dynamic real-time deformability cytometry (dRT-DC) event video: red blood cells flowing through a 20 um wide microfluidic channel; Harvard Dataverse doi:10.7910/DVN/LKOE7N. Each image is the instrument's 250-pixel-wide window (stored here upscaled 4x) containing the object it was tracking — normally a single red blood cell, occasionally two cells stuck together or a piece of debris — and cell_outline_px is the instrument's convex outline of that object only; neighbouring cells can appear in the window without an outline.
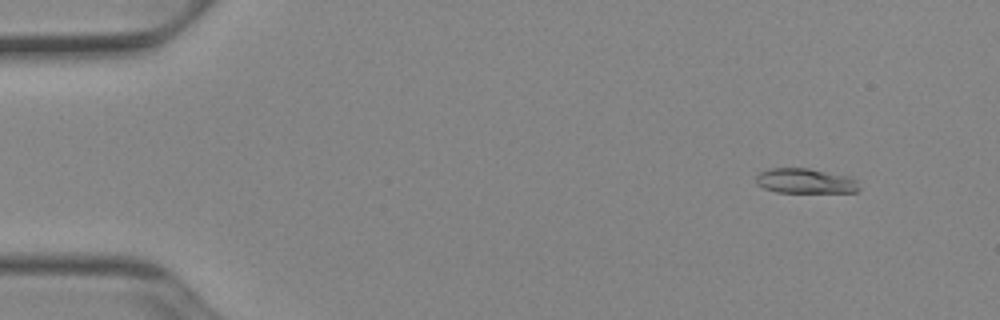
{"species": "Egyptian fruit bat (a non-hibernating species)", "species_latin": "Rousettus aegyptiacus", "temperature_condition": "cold", "stored_images_in_passage": 53, "camera_frame_rate_fps": 3000, "um_per_image_px": 0.085, "animal": {"sex": "female"}, "frame": {"image": 1, "passage_image": 6, "time_ms": 1.667, "image_size_px": [1000, 320], "cell_outline_px": [[860, 188], [856, 192], [776, 192], [764, 188], [756, 184], [756, 176], [760, 172], [768, 168], [808, 168], [848, 176], [856, 180]], "centroid_in_image_um": [68.43, 15.38], "position_along_channel_um": 16.6, "area_um2": 14.97}}
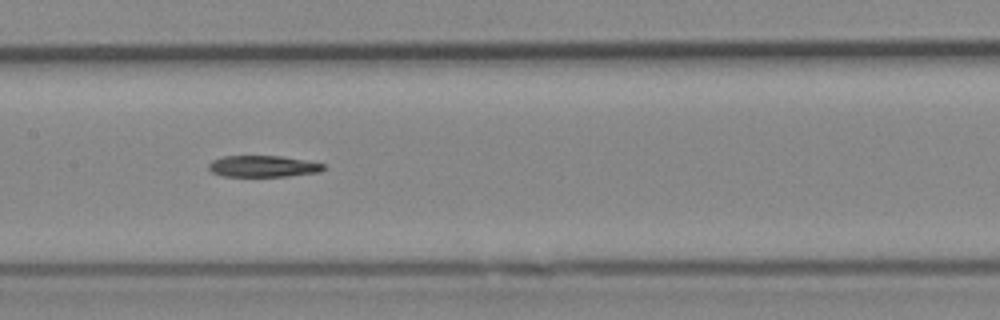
{"frame": {"image": 2, "passage_image": 27, "time_ms": 8.667, "image_size_px": [1000, 320], "cell_outline_px": [[324, 168], [320, 172], [288, 176], [220, 176], [212, 172], [208, 168], [208, 164], [212, 160], [224, 156], [280, 156], [304, 160], [324, 164]], "centroid_in_image_um": [22.32, 14.14], "position_along_channel_um": 185.1, "area_um2": 14.28}}
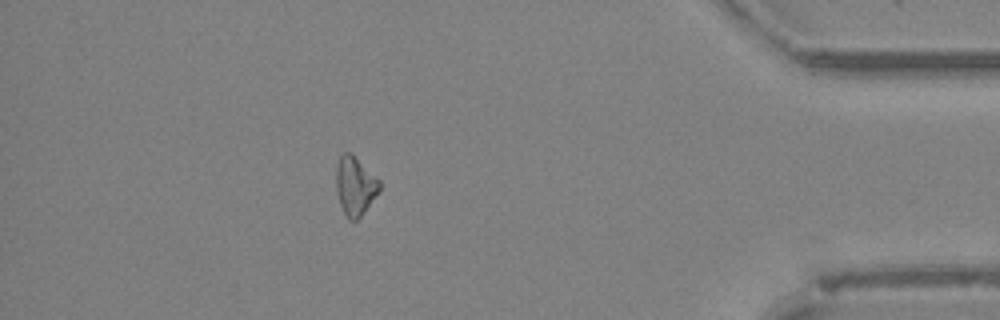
{"frame": {"image": 3, "passage_image": 47, "time_ms": 15.333, "image_size_px": [1000, 320], "cell_outline_px": [[380, 188], [360, 216], [356, 220], [348, 220], [340, 204], [336, 192], [336, 164], [340, 156], [344, 152], [352, 152], [380, 180]], "centroid_in_image_um": [30.15, 15.74], "position_along_channel_um": 405.0, "area_um2": 14.74}}